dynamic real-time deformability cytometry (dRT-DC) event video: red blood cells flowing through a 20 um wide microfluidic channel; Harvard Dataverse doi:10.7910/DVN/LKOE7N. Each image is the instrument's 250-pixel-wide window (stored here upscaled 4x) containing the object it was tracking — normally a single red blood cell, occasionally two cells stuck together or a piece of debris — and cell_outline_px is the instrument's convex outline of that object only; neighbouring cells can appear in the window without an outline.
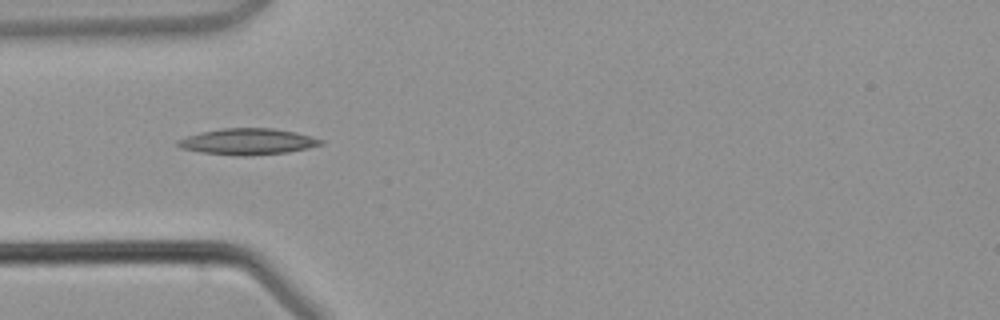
{"species": "common noctule bat (a hibernating species)", "species_latin": "Nyctalus noctula", "temperature_condition": "warm", "stored_images_in_passage": 2, "camera_frame_rate_fps": 3000, "um_per_image_px": 0.085, "animal": {"sex": "male", "body_mass_g": 21.5, "forearm_length_mm": 52.0}, "frame": {"image": 1, "passage_image": 2, "time_ms": 4.333, "image_size_px": [1000, 320], "cell_outline_px": [[324, 144], [308, 148], [288, 152], [244, 156], [236, 156], [200, 152], [180, 148], [176, 144], [176, 140], [200, 132], [224, 128], [272, 128], [296, 132], [324, 140]], "centroid_in_image_um": [21.05, 12.04], "position_along_channel_um": 63.9, "area_um2": 21.91}}